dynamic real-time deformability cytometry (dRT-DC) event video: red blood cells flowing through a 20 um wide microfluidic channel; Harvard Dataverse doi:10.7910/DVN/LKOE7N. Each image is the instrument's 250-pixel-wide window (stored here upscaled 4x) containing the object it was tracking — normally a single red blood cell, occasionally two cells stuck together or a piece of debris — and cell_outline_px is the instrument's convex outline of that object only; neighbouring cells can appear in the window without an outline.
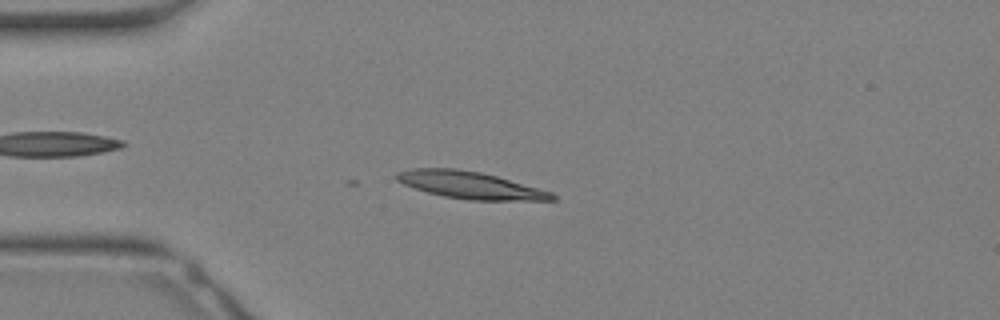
{"species": "Egyptian fruit bat (a non-hibernating species)", "species_latin": "Rousettus aegyptiacus", "temperature_condition": "warm", "stored_images_in_passage": 4, "camera_frame_rate_fps": 3000, "um_per_image_px": 0.085, "animal": {"sex": "female"}, "frame": {"image": 1, "passage_image": 2, "time_ms": 0.333, "image_size_px": [1000, 320], "cell_outline_px": [[556, 200], [468, 200], [444, 196], [428, 192], [404, 184], [396, 180], [392, 176], [396, 172], [412, 168], [456, 168], [480, 172], [496, 176], [552, 192], [556, 196]], "centroid_in_image_um": [39.92, 15.73], "position_along_channel_um": 45.1, "area_um2": 24.45}}